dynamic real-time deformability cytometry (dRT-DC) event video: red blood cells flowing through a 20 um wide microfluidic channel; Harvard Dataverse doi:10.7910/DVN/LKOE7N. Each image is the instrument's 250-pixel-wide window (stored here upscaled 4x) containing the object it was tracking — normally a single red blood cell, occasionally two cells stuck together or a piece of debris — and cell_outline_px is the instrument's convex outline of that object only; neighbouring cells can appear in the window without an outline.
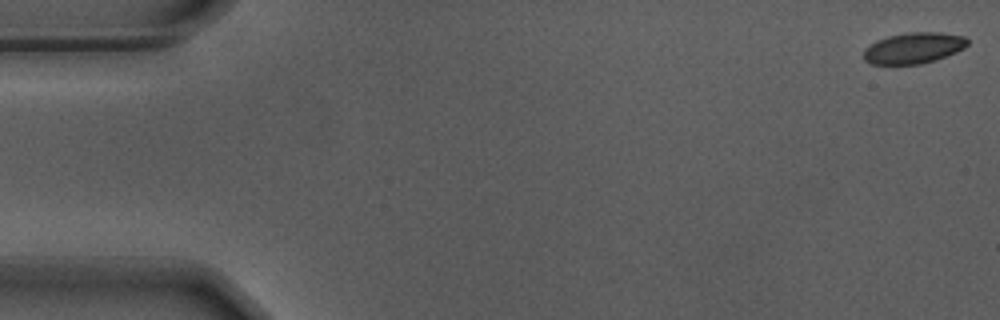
{"species": "Egyptian fruit bat (a non-hibernating species)", "species_latin": "Rousettus aegyptiacus", "temperature_condition": "warm", "stored_images_in_passage": 57, "camera_frame_rate_fps": 3000, "um_per_image_px": 0.085, "animal": {"sex": "male"}, "frame": {"image": 1, "passage_image": 1, "time_ms": 0.0, "image_size_px": [1000, 320], "cell_outline_px": [[968, 44], [964, 48], [956, 52], [920, 64], [868, 64], [864, 60], [864, 48], [876, 40], [888, 36], [908, 32], [940, 32], [964, 36], [968, 40]], "centroid_in_image_um": [77.62, 4.07], "position_along_channel_um": 7.4, "area_um2": 18.73}}
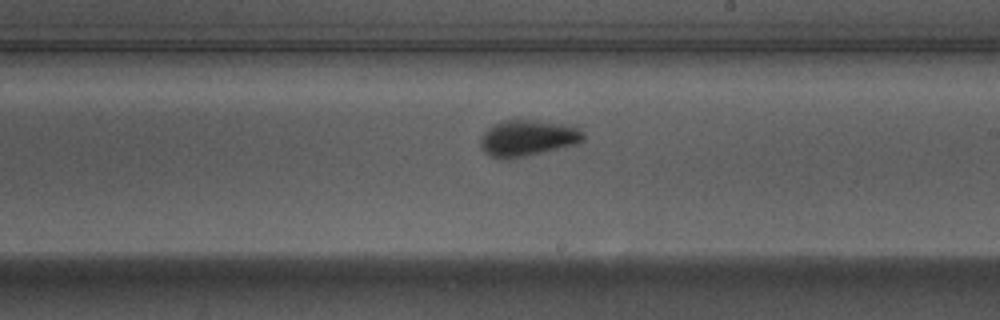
{"frame": {"image": 2, "passage_image": 32, "time_ms": 10.333, "image_size_px": [1000, 320], "cell_outline_px": [[584, 140], [576, 144], [504, 160], [492, 156], [484, 152], [480, 144], [480, 136], [492, 124], [504, 120], [528, 120], [580, 124], [584, 132]], "centroid_in_image_um": [44.9, 11.7], "position_along_channel_um": 244.1, "area_um2": 21.96}}
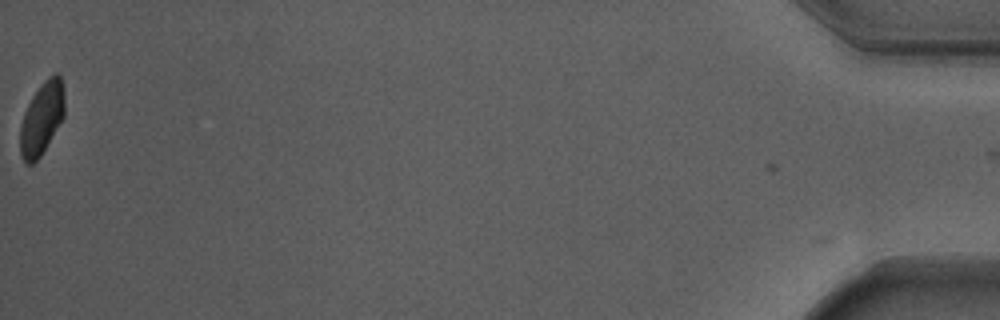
{"frame": {"image": 3, "passage_image": 56, "time_ms": 18.333, "image_size_px": [1000, 320], "cell_outline_px": [[64, 116], [40, 156], [32, 164], [28, 164], [24, 160], [20, 152], [20, 128], [24, 112], [32, 96], [40, 84], [48, 76], [56, 72], [60, 76], [64, 88]], "centroid_in_image_um": [3.56, 10.01], "position_along_channel_um": 431.6, "area_um2": 18.67}, "authors_computed_cell_mechanics": {"area_um2": 19.8832, "velocity_mm_per_s": 3.6835, "shape_relaxation_time_tau1_ms": 3.8939, "shape_relaxation_time_tau2_ms": 1.3318, "deformation_change_tau1": 0.1256, "deformation_change_tau2": 0.0561}}